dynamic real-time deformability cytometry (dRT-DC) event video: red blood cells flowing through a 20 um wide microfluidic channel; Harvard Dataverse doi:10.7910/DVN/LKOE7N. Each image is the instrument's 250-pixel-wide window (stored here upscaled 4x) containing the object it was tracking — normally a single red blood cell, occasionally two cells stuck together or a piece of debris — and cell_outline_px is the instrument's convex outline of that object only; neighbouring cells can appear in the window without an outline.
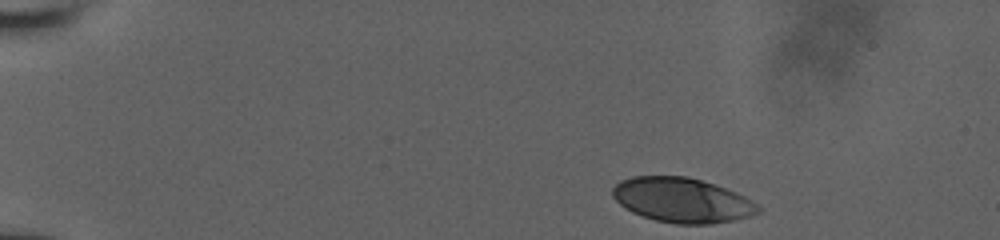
{"species": "human", "species_latin": "Homo sapiens", "temperature_condition": "room temperature", "stored_images_in_passage": 17, "camera_frame_rate_fps": 3000, "um_per_image_px": 0.085, "donor": {"sex": "male"}, "frame": {"image": 1, "passage_image": 1, "time_ms": 0.0, "image_size_px": [1000, 240], "cell_outline_px": [[764, 208], [760, 212], [748, 216], [732, 220], [712, 224], [676, 224], [656, 220], [632, 212], [624, 208], [612, 196], [612, 188], [620, 180], [632, 176], [688, 176], [736, 192], [752, 200]], "centroid_in_image_um": [57.97, 17.01], "position_along_channel_um": 27.0, "area_um2": 37.92}}
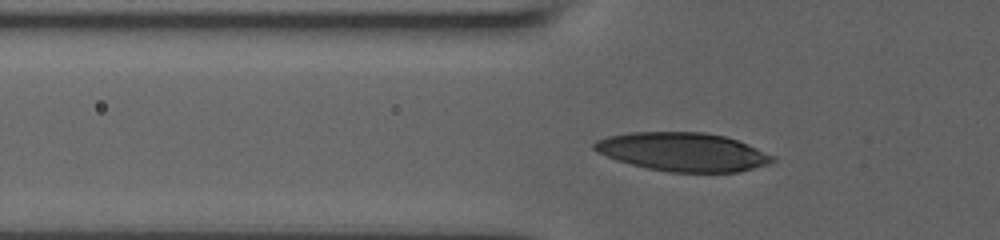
{"frame": {"image": 2, "passage_image": 16, "time_ms": 3.667, "image_size_px": [1000, 240], "cell_outline_px": [[776, 160], [772, 164], [740, 172], [668, 172], [648, 168], [616, 160], [592, 148], [592, 144], [596, 140], [608, 136], [628, 132], [704, 132], [724, 136], [748, 144], [776, 156]], "centroid_in_image_um": [58.1, 12.91], "position_along_channel_um": 67.7, "area_um2": 40.29}}